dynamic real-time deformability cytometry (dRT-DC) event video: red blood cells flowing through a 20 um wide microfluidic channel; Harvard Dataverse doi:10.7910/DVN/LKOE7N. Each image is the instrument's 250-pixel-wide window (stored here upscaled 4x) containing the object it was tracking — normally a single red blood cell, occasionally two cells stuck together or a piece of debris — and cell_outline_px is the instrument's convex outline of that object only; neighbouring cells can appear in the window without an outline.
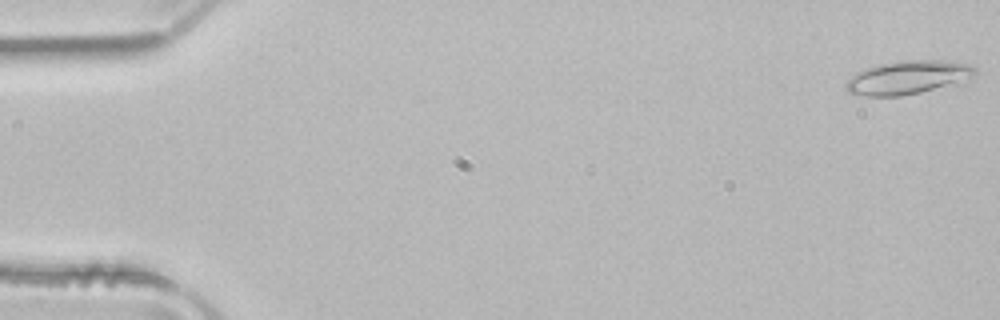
{"species": "common noctule bat (a hibernating species)", "species_latin": "Nyctalus noctula", "temperature_condition": "room temperature", "stored_images_in_passage": 51, "camera_frame_rate_fps": 3000, "um_per_image_px": 0.085, "animal": {"sex": "male", "body_mass_g": 21.5, "forearm_length_mm": 52.0}, "frame": {"image": 1, "passage_image": 1, "time_ms": 0.0, "image_size_px": [1000, 320], "cell_outline_px": [[976, 72], [944, 84], [920, 92], [900, 96], [864, 96], [848, 92], [844, 84], [852, 76], [868, 68], [880, 64], [908, 60], [940, 60], [968, 64]], "centroid_in_image_um": [76.99, 6.58], "position_along_channel_um": 8.0, "area_um2": 23.7}}
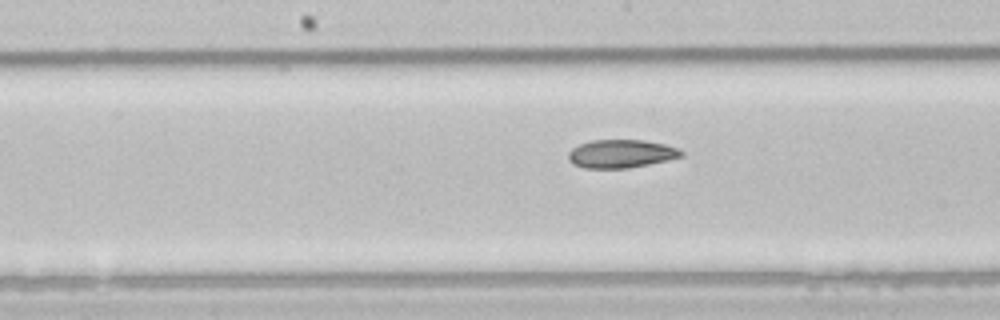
{"frame": {"image": 2, "passage_image": 26, "time_ms": 8.333, "image_size_px": [1000, 320], "cell_outline_px": [[684, 156], [668, 160], [628, 168], [584, 168], [572, 164], [568, 160], [568, 152], [572, 148], [580, 144], [592, 140], [644, 140], [664, 144], [676, 148], [684, 152]], "centroid_in_image_um": [52.77, 13.07], "position_along_channel_um": 195.4, "area_um2": 18.61}}
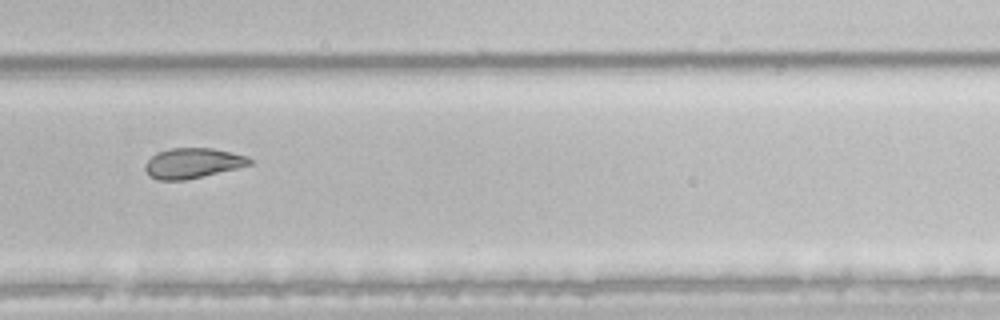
{"frame": {"image": 3, "passage_image": 35, "time_ms": 11.333, "image_size_px": [1000, 320], "cell_outline_px": [[252, 164], [236, 168], [184, 180], [160, 180], [148, 176], [144, 168], [144, 164], [156, 152], [172, 148], [212, 148], [248, 156], [252, 160]], "centroid_in_image_um": [16.34, 13.86], "position_along_channel_um": 313.5, "area_um2": 18.26}, "authors_computed_cell_mechanics": {"area_um2": 21.2704, "velocity_mm_per_s": 3.9537, "shape_relaxation_time_tau1_ms": null, "shape_relaxation_time_tau2_ms": 5.1697, "deformation_change_tau1": null, "deformation_change_tau2": 0.0991}}